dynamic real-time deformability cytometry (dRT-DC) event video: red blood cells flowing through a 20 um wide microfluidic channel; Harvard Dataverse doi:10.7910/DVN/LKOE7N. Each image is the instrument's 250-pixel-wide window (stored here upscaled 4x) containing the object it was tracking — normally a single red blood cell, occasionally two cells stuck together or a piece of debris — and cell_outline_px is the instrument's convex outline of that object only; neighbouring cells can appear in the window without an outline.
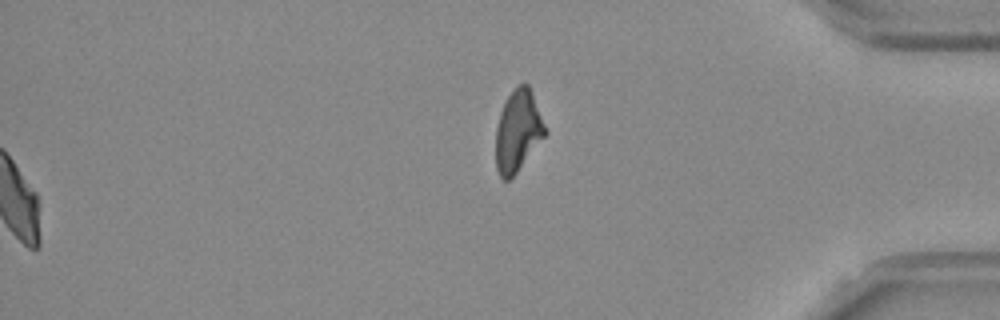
{"species": "Egyptian fruit bat (a non-hibernating species)", "species_latin": "Rousettus aegyptiacus", "temperature_condition": "room temperature", "stored_images_in_passage": 54, "segment_of_instrument_passage": [2, 2], "camera_frame_rate_fps": 3000, "um_per_image_px": 0.085, "frame": {"image": 1, "passage_image": 54, "time_ms": 17.667, "image_size_px": [1000, 320], "cell_outline_px": [[548, 132], [516, 172], [508, 180], [504, 180], [500, 176], [496, 168], [496, 128], [500, 112], [508, 96], [516, 84], [528, 84], [532, 92]], "centroid_in_image_um": [44.02, 11.11], "position_along_channel_um": 391.2, "area_um2": 23.18}}